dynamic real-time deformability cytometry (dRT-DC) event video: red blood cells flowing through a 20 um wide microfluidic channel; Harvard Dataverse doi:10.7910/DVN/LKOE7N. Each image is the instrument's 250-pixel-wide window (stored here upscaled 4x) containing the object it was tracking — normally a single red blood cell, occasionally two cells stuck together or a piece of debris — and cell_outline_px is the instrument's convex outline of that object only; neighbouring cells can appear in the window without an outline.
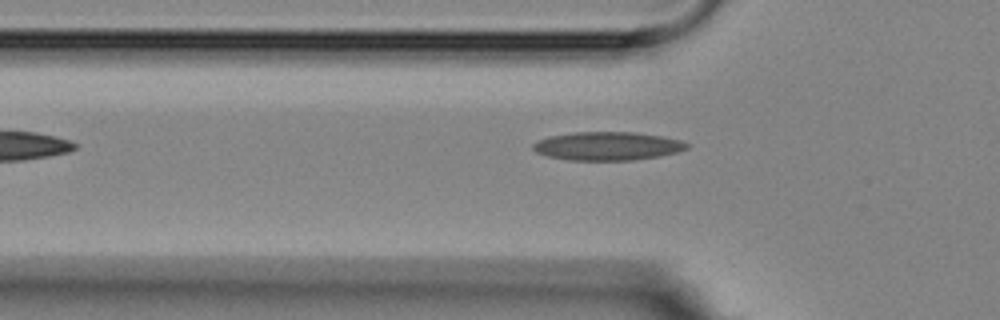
{"species": "Egyptian fruit bat (a non-hibernating species)", "species_latin": "Rousettus aegyptiacus", "temperature_condition": "room temperature", "stored_images_in_passage": 2, "camera_frame_rate_fps": 3000, "um_per_image_px": 0.085, "animal": {"sex": "female"}, "frame": {"image": 1, "passage_image": 2, "time_ms": 1.333, "image_size_px": [1000, 320], "cell_outline_px": [[688, 148], [676, 152], [660, 156], [632, 160], [568, 160], [548, 156], [536, 152], [532, 148], [532, 144], [536, 140], [548, 136], [572, 132], [636, 132], [660, 136], [680, 140], [688, 144]], "centroid_in_image_um": [51.58, 12.41], "position_along_channel_um": 74.2, "area_um2": 25.55}}